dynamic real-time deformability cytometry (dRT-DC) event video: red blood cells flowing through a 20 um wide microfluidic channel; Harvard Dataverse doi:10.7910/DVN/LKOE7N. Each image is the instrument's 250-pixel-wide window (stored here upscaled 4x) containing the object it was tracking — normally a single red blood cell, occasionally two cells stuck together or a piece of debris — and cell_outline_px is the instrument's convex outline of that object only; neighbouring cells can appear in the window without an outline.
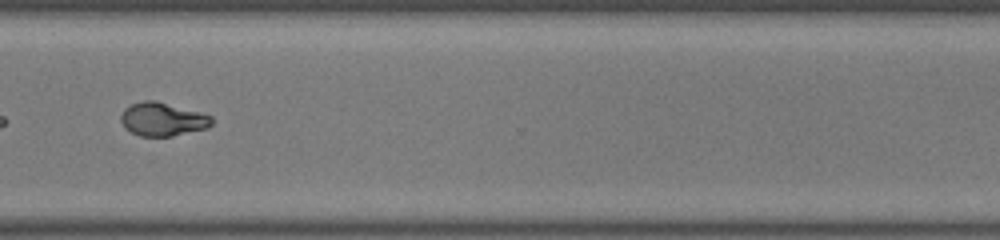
{"species": "common noctule bat (a hibernating species)", "species_latin": "Nyctalus noctula", "temperature_condition": "room temperature", "stored_images_in_passage": 39, "camera_frame_rate_fps": 3000, "um_per_image_px": 0.085, "animal": {"sex": "female", "body_mass_g": 22.0, "forearm_length_mm": 56.7}, "frame": {"image": 1, "passage_image": 28, "time_ms": 9.0, "image_size_px": [1000, 240], "cell_outline_px": [[212, 124], [208, 128], [172, 136], [140, 136], [124, 128], [120, 120], [120, 116], [124, 108], [132, 104], [144, 100], [156, 100], [212, 116]], "centroid_in_image_um": [13.79, 10.14], "position_along_channel_um": 356.8, "area_um2": 17.69}}
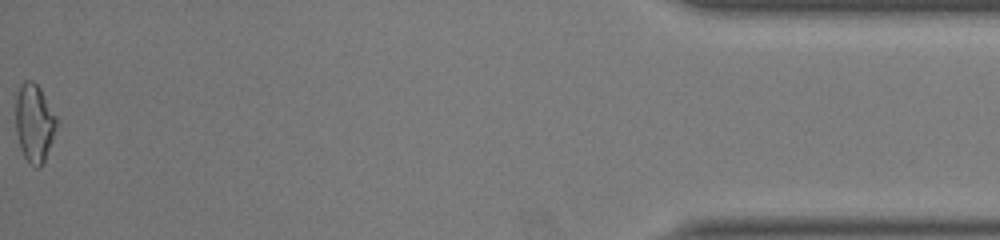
{"frame": {"image": 2, "passage_image": 39, "time_ms": 12.667, "image_size_px": [1000, 240], "cell_outline_px": [[60, 120], [44, 160], [40, 168], [36, 168], [28, 164], [20, 148], [16, 132], [16, 96], [20, 84], [24, 80], [32, 80], [40, 88]], "centroid_in_image_um": [2.93, 10.45], "position_along_channel_um": 432.3, "area_um2": 18.96}, "authors_computed_cell_mechanics": {"area_um2": 17.8602, "velocity_mm_per_s": 4.0204, "shape_relaxation_time_tau1_ms": 4.9996, "shape_relaxation_time_tau2_ms": 1.6642, "deformation_change_tau1": 0.2063, "deformation_change_tau2": 0.0618}}